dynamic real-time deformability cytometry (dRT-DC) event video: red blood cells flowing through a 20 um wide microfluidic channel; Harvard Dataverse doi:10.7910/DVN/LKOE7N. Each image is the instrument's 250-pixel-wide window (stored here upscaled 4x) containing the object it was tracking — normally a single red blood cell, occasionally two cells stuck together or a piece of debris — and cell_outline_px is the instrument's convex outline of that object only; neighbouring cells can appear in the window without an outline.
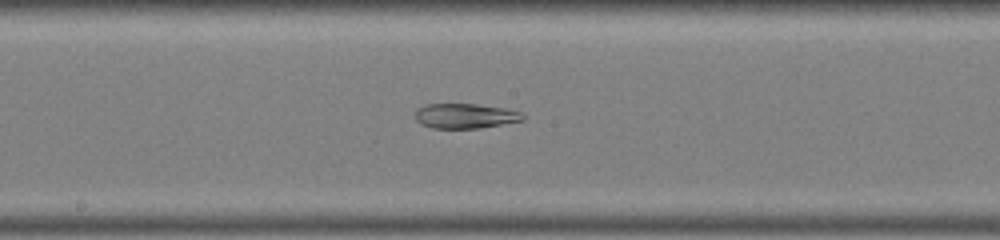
{"species": "common noctule bat (a hibernating species)", "species_latin": "Nyctalus noctula", "temperature_condition": "warm", "stored_images_in_passage": 48, "segment_of_instrument_passage": [2, 2], "camera_frame_rate_fps": 3000, "um_per_image_px": 0.085, "animal": {"sex": "male", "body_mass_g": 19.0, "forearm_length_mm": 50.8}, "frame": {"image": 1, "passage_image": 26, "time_ms": 8.333, "image_size_px": [1000, 240], "cell_outline_px": [[524, 120], [480, 128], [432, 128], [420, 124], [416, 120], [416, 108], [424, 104], [476, 104], [504, 108], [524, 112]], "centroid_in_image_um": [39.54, 9.85], "position_along_channel_um": 208.7, "area_um2": 15.72}}
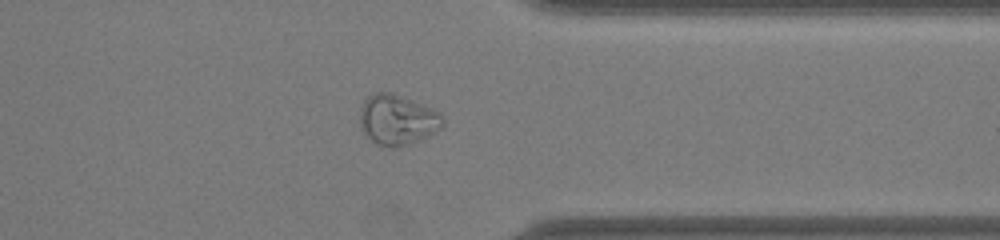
{"frame": {"image": 2, "passage_image": 38, "time_ms": 12.333, "image_size_px": [1000, 240], "cell_outline_px": [[444, 124], [440, 128], [428, 136], [400, 148], [392, 148], [376, 144], [360, 128], [360, 112], [368, 96], [376, 92], [388, 92], [412, 100], [432, 108], [440, 112], [444, 116]], "centroid_in_image_um": [33.8, 10.2], "position_along_channel_um": 377.6, "area_um2": 24.22}}
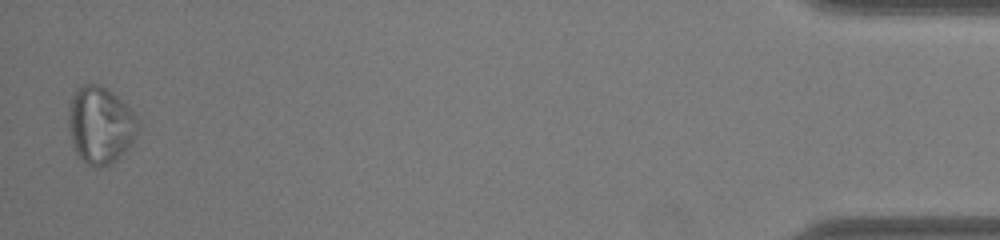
{"frame": {"image": 3, "passage_image": 47, "time_ms": 15.333, "image_size_px": [1000, 240], "cell_outline_px": [[140, 124], [132, 140], [116, 160], [108, 164], [88, 164], [76, 152], [72, 140], [68, 124], [68, 112], [72, 96], [76, 88], [84, 84], [100, 84], [112, 92], [132, 112]], "centroid_in_image_um": [8.49, 10.57], "position_along_channel_um": 426.7, "area_um2": 30.23}}